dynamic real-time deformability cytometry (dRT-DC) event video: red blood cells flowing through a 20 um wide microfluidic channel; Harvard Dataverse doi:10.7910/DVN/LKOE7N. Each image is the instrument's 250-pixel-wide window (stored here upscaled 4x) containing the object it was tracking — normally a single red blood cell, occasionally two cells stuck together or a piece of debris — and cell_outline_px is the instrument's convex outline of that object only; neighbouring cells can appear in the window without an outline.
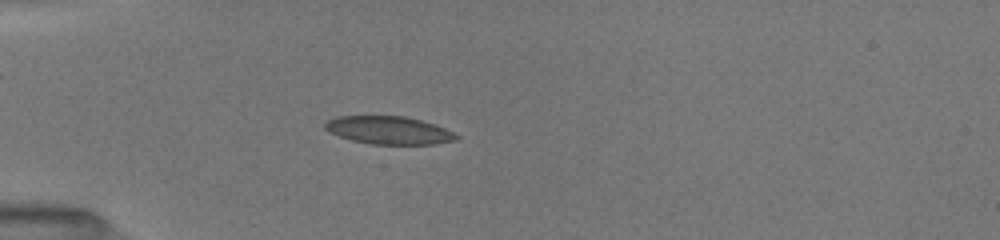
{"species": "common noctule bat (a hibernating species)", "species_latin": "Nyctalus noctula", "temperature_condition": "room temperature", "stored_images_in_passage": 78, "camera_frame_rate_fps": 3000, "um_per_image_px": 0.085, "animal": {"sex": "female", "body_mass_g": 19.5, "forearm_length_mm": 54.1}, "frame": {"image": 1, "passage_image": 10, "time_ms": 1.667, "image_size_px": [1000, 240], "cell_outline_px": [[460, 136], [456, 140], [432, 144], [372, 144], [352, 140], [328, 132], [324, 128], [324, 124], [328, 120], [336, 116], [404, 116], [420, 120], [444, 128]], "centroid_in_image_um": [33.01, 11.07], "position_along_channel_um": 52.0, "area_um2": 21.15}}
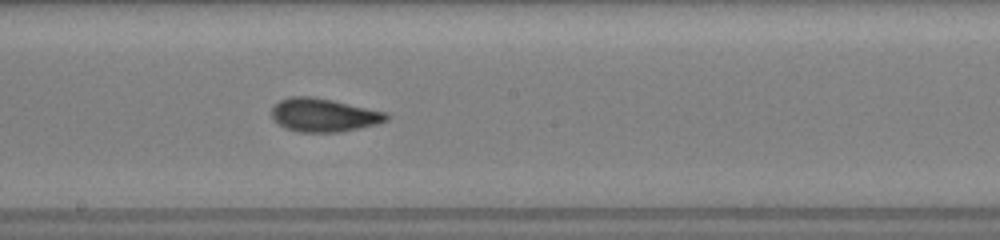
{"frame": {"image": 2, "passage_image": 29, "time_ms": 6.333, "image_size_px": [1000, 240], "cell_outline_px": [[388, 120], [376, 124], [360, 128], [340, 132], [300, 132], [284, 128], [272, 116], [272, 104], [288, 96], [312, 96], [332, 100], [388, 112]], "centroid_in_image_um": [27.51, 9.77], "position_along_channel_um": 220.7, "area_um2": 22.43}}
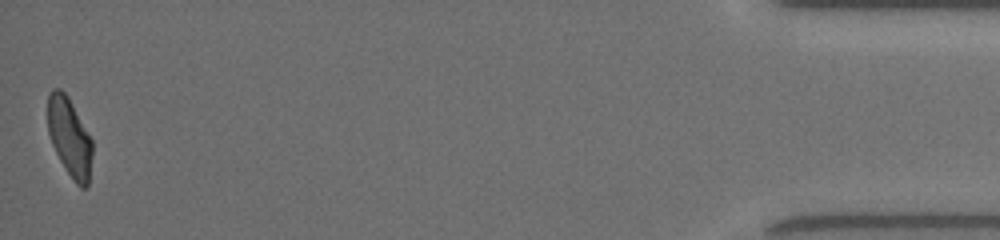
{"frame": {"image": 3, "passage_image": 77, "time_ms": 13.667, "image_size_px": [1000, 240], "cell_outline_px": [[92, 156], [88, 184], [84, 188], [80, 188], [76, 184], [60, 160], [52, 144], [48, 132], [48, 92], [52, 88], [60, 88], [68, 96], [92, 140]], "centroid_in_image_um": [5.9, 11.64], "position_along_channel_um": 429.3, "area_um2": 20.29}, "authors_computed_cell_mechanics": {"area_um2": 21.097, "velocity_mm_per_s": 3.9893, "shape_relaxation_time_tau1_ms": 3.7729, "shape_relaxation_time_tau2_ms": 1.1232, "deformation_change_tau1": 0.1359, "deformation_change_tau2": 0.0517}}